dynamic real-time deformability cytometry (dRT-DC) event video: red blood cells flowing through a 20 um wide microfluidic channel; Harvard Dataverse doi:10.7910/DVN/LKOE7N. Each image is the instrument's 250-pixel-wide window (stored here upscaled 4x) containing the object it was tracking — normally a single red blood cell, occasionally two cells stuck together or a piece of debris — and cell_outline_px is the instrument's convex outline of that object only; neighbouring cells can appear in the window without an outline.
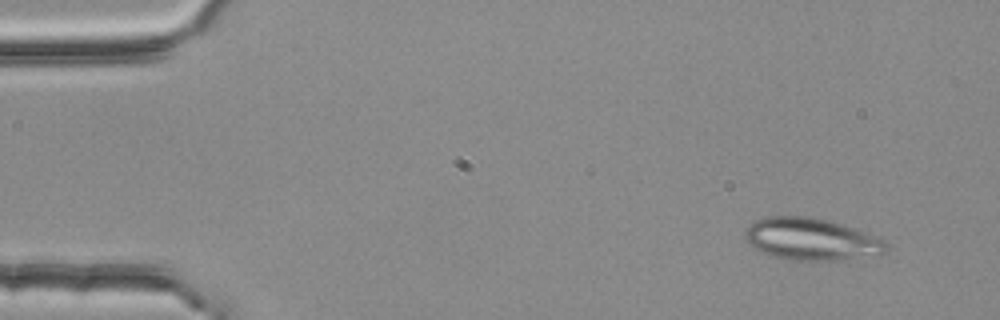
{"species": "common noctule bat (a hibernating species)", "species_latin": "Nyctalus noctula", "temperature_condition": "room temperature", "stored_images_in_passage": 3, "camera_frame_rate_fps": 3000, "um_per_image_px": 0.085, "animal": {"sex": "female", "body_mass_g": 25.1}, "frame": {"image": 1, "passage_image": 1, "time_ms": 0.0, "image_size_px": [1000, 320], "cell_outline_px": [[888, 248], [880, 256], [836, 260], [792, 260], [772, 256], [760, 252], [744, 236], [744, 232], [756, 220], [764, 216], [812, 216], [828, 220], [868, 232], [884, 240], [888, 244]], "centroid_in_image_um": [69.02, 20.33], "position_along_channel_um": 16.0, "area_um2": 34.85}}